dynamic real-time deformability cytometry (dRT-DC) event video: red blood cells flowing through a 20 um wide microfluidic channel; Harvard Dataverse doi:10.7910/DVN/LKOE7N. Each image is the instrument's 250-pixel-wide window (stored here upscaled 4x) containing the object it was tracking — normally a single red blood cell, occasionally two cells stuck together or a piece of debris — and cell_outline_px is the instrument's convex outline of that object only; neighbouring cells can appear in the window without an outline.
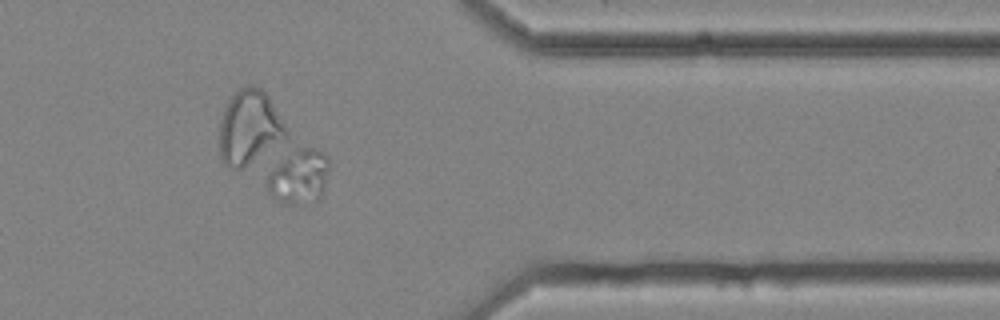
{"species": "common noctule bat (a hibernating species)", "species_latin": "Nyctalus noctula", "temperature_condition": "cold", "stored_images_in_passage": 51, "segment_of_instrument_passage": [2, 2], "camera_frame_rate_fps": 3000, "um_per_image_px": 0.085, "animal": {"sex": "female", "body_mass_g": 25.1}, "frame": {"image": 1, "passage_image": 41, "time_ms": 13.333, "image_size_px": [1000, 320], "cell_outline_px": [[332, 164], [324, 188], [320, 196], [316, 200], [292, 204], [284, 204], [276, 200], [268, 192], [264, 184], [268, 176], [296, 144], [312, 148], [324, 152], [328, 156]], "centroid_in_image_um": [25.45, 14.96], "position_along_channel_um": 385.9, "area_um2": 20.17}}